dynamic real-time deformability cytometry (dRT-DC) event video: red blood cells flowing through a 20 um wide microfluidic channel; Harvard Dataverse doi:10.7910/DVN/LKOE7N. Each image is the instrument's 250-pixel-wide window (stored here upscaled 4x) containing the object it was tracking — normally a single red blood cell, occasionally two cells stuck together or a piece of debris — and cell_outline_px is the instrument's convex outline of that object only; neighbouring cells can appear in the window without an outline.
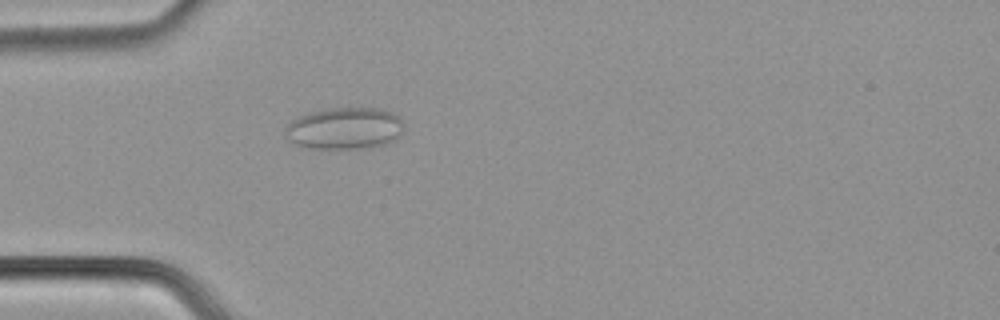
{"species": "common noctule bat (a hibernating species)", "species_latin": "Nyctalus noctula", "temperature_condition": "cold", "stored_images_in_passage": 54, "camera_frame_rate_fps": 3000, "um_per_image_px": 0.085, "animal": {"sex": "male", "body_mass_g": 21.5, "forearm_length_mm": 52.0}, "frame": {"image": 1, "passage_image": 16, "time_ms": 5.0, "image_size_px": [1000, 320], "cell_outline_px": [[400, 132], [388, 144], [356, 148], [312, 148], [296, 144], [288, 140], [284, 128], [292, 120], [308, 112], [324, 108], [380, 108], [392, 112], [400, 116]], "centroid_in_image_um": [29.24, 10.89], "position_along_channel_um": 55.8, "area_um2": 28.61}}
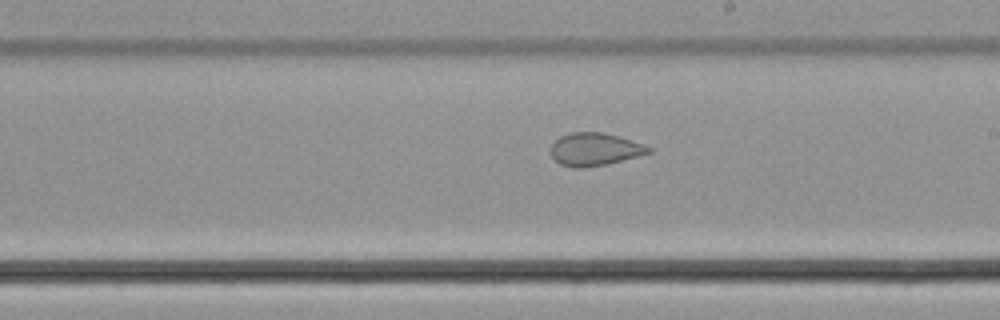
{"frame": {"image": 2, "passage_image": 31, "time_ms": 10.0, "image_size_px": [1000, 320], "cell_outline_px": [[652, 152], [608, 164], [584, 168], [572, 168], [560, 164], [552, 156], [552, 144], [560, 136], [572, 132], [604, 132], [620, 136], [644, 144], [652, 148]], "centroid_in_image_um": [50.58, 12.69], "position_along_channel_um": 238.4, "area_um2": 18.79}}
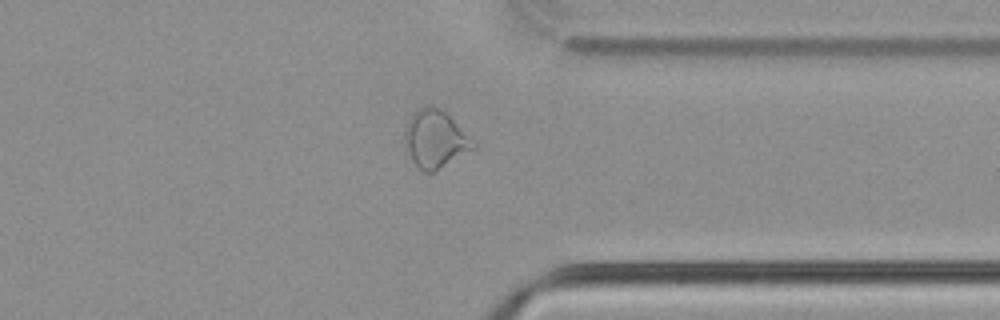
{"frame": {"image": 3, "passage_image": 42, "time_ms": 13.667, "image_size_px": [1000, 320], "cell_outline_px": [[476, 148], [432, 172], [424, 172], [412, 160], [408, 152], [404, 140], [404, 132], [408, 120], [412, 112], [428, 104], [432, 104], [440, 108], [476, 144]], "centroid_in_image_um": [36.96, 11.8], "position_along_channel_um": 374.4, "area_um2": 22.54}, "authors_computed_cell_mechanics": {"area_um2": 24.6806, "velocity_mm_per_s": 3.7821, "shape_relaxation_time_tau1_ms": null, "shape_relaxation_time_tau2_ms": 1.5057, "deformation_change_tau1": null, "deformation_change_tau2": 0.072}}